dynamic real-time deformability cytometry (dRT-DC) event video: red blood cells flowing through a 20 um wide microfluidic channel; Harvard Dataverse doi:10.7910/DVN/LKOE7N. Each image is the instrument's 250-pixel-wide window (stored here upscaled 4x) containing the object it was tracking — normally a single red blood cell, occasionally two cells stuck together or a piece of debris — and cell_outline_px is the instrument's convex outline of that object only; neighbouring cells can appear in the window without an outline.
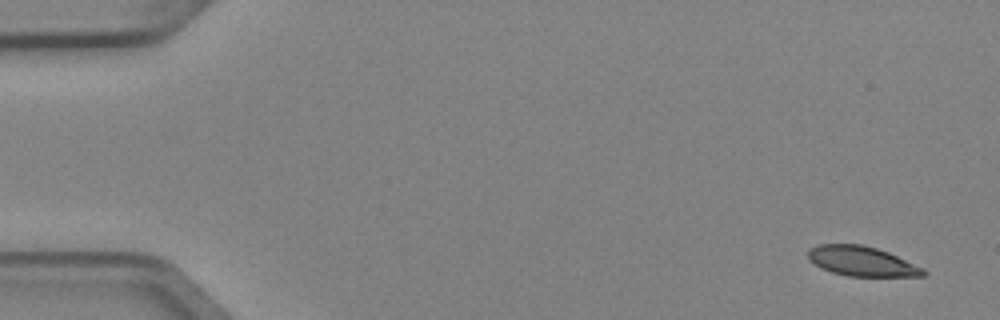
{"species": "Egyptian fruit bat (a non-hibernating species)", "species_latin": "Rousettus aegyptiacus", "temperature_condition": "cold", "stored_images_in_passage": 5, "camera_frame_rate_fps": 3000, "um_per_image_px": 0.085, "animal": {"sex": "female"}, "frame": {"image": 1, "passage_image": 1, "time_ms": 0.0, "image_size_px": [1000, 320], "cell_outline_px": [[928, 272], [924, 276], [848, 276], [832, 272], [820, 268], [808, 260], [808, 248], [816, 244], [860, 244], [876, 248], [888, 252], [924, 268]], "centroid_in_image_um": [73.22, 22.2], "position_along_channel_um": 11.8, "area_um2": 20.11}}